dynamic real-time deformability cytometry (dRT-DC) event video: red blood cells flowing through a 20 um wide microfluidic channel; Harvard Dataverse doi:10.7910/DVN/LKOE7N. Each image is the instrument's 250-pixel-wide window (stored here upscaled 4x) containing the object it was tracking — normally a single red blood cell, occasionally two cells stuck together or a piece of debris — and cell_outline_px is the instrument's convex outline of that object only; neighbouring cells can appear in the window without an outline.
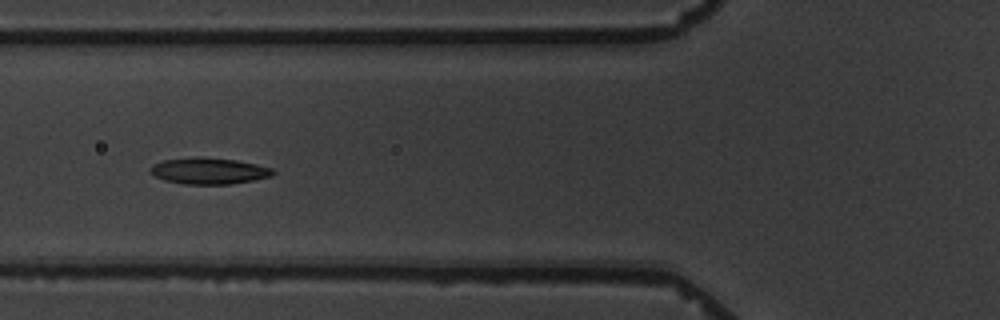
{"species": "common noctule bat (a hibernating species)", "species_latin": "Nyctalus noctula", "temperature_condition": "warm", "stored_images_in_passage": 6, "camera_frame_rate_fps": 3000, "um_per_image_px": 0.085, "animal": {"sex": "male", "body_mass_g": 19.5, "forearm_length_mm": 54.6}, "frame": {"image": 1, "passage_image": 3, "time_ms": 2.333, "image_size_px": [1000, 320], "cell_outline_px": [[276, 172], [272, 176], [252, 180], [228, 184], [184, 184], [164, 180], [148, 172], [152, 164], [160, 160], [196, 156], [200, 156], [236, 160], [256, 164], [272, 168]], "centroid_in_image_um": [17.71, 14.51], "position_along_channel_um": 108.1, "area_um2": 19.02}}
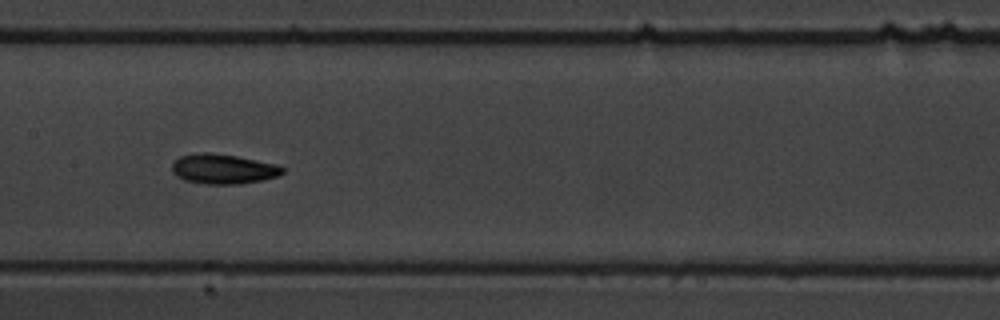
{"frame": {"image": 2, "passage_image": 5, "time_ms": 4.667, "image_size_px": [1000, 320], "cell_outline_px": [[284, 172], [280, 176], [240, 184], [204, 184], [184, 180], [176, 176], [172, 172], [172, 164], [180, 156], [204, 152], [208, 152], [236, 156], [276, 164], [284, 168]], "centroid_in_image_um": [18.97, 14.37], "position_along_channel_um": 188.4, "area_um2": 19.19}}
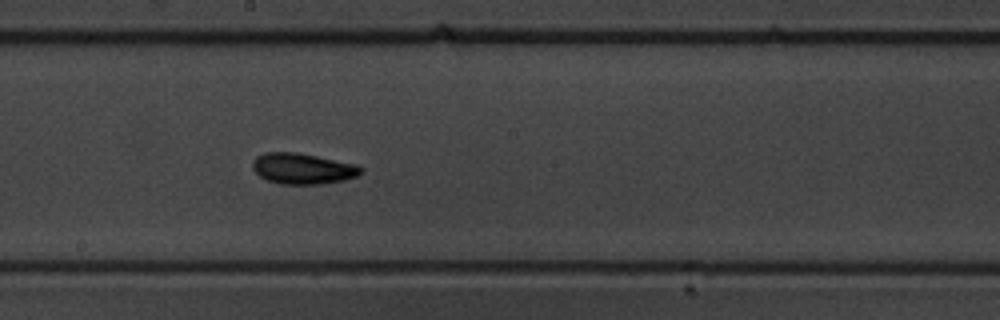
{"frame": {"image": 3, "passage_image": 6, "time_ms": 5.667, "image_size_px": [1000, 320], "cell_outline_px": [[364, 168], [356, 176], [344, 180], [320, 184], [280, 184], [268, 180], [260, 176], [252, 168], [252, 160], [256, 156], [264, 152], [296, 152], [356, 164]], "centroid_in_image_um": [25.7, 14.32], "position_along_channel_um": 222.5, "area_um2": 19.42}}